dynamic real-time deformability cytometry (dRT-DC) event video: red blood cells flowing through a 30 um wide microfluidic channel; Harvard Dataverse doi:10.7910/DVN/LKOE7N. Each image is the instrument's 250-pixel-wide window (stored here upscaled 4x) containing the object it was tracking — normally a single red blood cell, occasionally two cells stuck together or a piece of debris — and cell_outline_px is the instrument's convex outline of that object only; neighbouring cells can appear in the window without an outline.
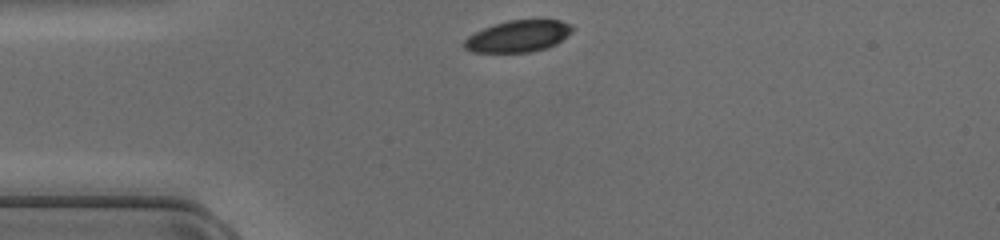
{"species": "common noctule bat (a hibernating species)", "species_latin": "Nyctalus noctula", "temperature_condition": "cold", "stored_images_in_passage": 37, "camera_frame_rate_fps": 3000, "um_per_image_px": 0.085, "animal": {"sex": "female", "body_mass_g": 17.0, "forearm_length_mm": 48.0}, "frame": {"image": 1, "passage_image": 1, "time_ms": 0.0, "image_size_px": [1000, 240], "cell_outline_px": [[576, 28], [572, 32], [556, 44], [544, 48], [528, 52], [472, 52], [464, 48], [464, 40], [468, 36], [484, 28], [508, 20], [560, 20], [572, 24]], "centroid_in_image_um": [44.07, 3.07], "position_along_channel_um": 40.9, "area_um2": 19.83}}
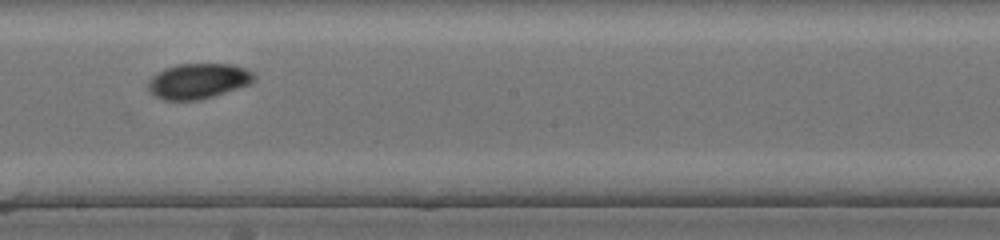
{"frame": {"image": 2, "passage_image": 16, "time_ms": 5.0, "image_size_px": [1000, 240], "cell_outline_px": [[256, 80], [248, 84], [212, 96], [196, 100], [164, 100], [156, 96], [148, 88], [148, 80], [152, 76], [164, 68], [176, 64], [232, 64], [244, 68], [252, 72], [256, 76]], "centroid_in_image_um": [16.83, 6.87], "position_along_channel_um": 231.4, "area_um2": 21.56}}
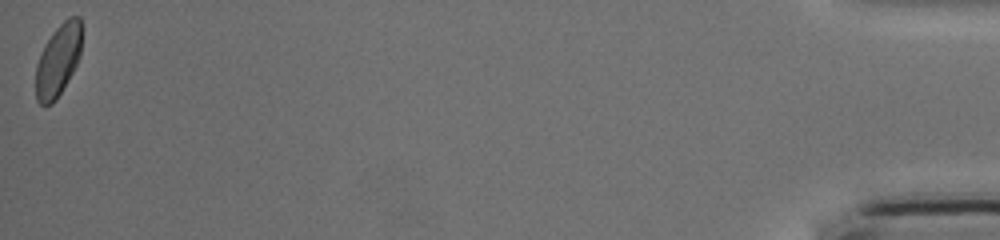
{"frame": {"image": 3, "passage_image": 37, "time_ms": 12.0, "image_size_px": [1000, 240], "cell_outline_px": [[80, 56], [72, 72], [56, 100], [52, 104], [40, 104], [36, 100], [36, 64], [44, 44], [52, 32], [68, 16], [80, 16]], "centroid_in_image_um": [4.91, 5.11], "position_along_channel_um": 430.3, "area_um2": 19.07}}